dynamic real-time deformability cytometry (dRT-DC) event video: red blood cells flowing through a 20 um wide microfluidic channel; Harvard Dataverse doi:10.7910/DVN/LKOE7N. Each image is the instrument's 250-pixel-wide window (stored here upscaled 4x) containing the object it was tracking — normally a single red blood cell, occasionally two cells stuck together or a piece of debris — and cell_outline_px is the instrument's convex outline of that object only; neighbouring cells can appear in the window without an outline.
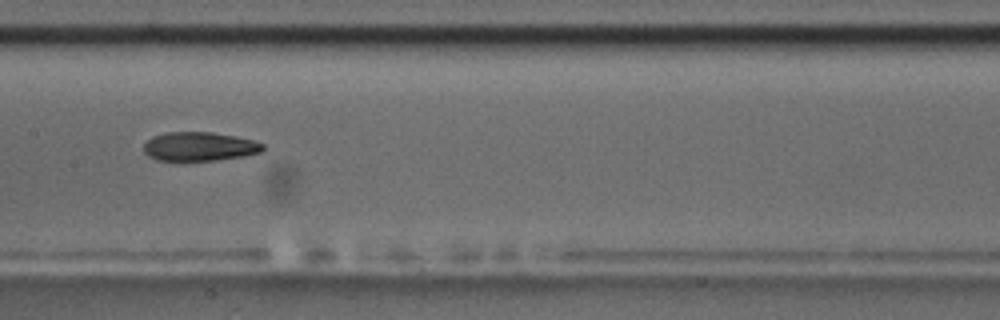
{"species": "common noctule bat (a hibernating species)", "species_latin": "Nyctalus noctula", "temperature_condition": "room temperature", "stored_images_in_passage": 11, "camera_frame_rate_fps": 3000, "um_per_image_px": 0.085, "animal": {"sex": "male", "body_mass_g": 17.5, "forearm_length_mm": 52.3}, "frame": {"image": 1, "passage_image": 5, "time_ms": 1.333, "image_size_px": [1000, 320], "cell_outline_px": [[264, 148], [260, 152], [244, 156], [216, 160], [156, 160], [148, 156], [144, 152], [144, 144], [152, 136], [164, 132], [212, 132], [236, 136], [252, 140], [264, 144]], "centroid_in_image_um": [16.93, 12.44], "position_along_channel_um": 190.5, "area_um2": 20.06}}